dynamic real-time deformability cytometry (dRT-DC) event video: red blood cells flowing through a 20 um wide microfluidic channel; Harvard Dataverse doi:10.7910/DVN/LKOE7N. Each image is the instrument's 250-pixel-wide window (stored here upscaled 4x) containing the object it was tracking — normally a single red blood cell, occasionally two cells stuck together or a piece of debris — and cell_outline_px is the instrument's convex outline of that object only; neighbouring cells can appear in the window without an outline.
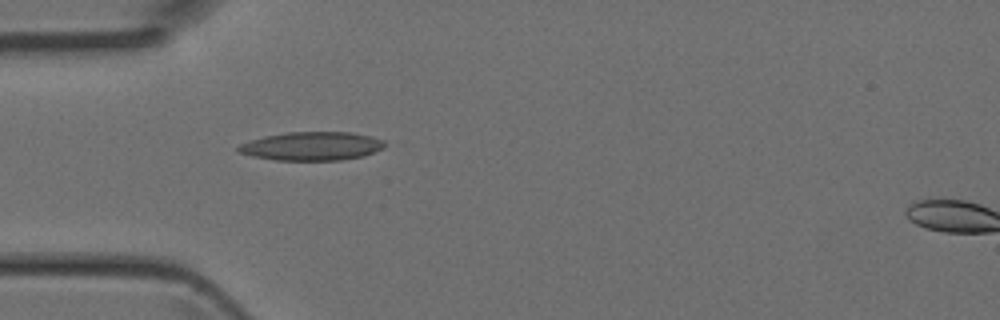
{"species": "Egyptian fruit bat (a non-hibernating species)", "species_latin": "Rousettus aegyptiacus", "temperature_condition": "room temperature", "stored_images_in_passage": 5, "camera_frame_rate_fps": 3000, "um_per_image_px": 0.085, "animal": {"sex": "female"}, "frame": {"image": 1, "passage_image": 4, "time_ms": 1.0, "image_size_px": [1000, 320], "cell_outline_px": [[388, 144], [384, 148], [364, 156], [340, 160], [276, 160], [252, 156], [240, 152], [236, 148], [240, 144], [264, 136], [288, 132], [352, 132], [372, 136], [384, 140]], "centroid_in_image_um": [26.57, 12.42], "position_along_channel_um": 58.4, "area_um2": 24.45}}